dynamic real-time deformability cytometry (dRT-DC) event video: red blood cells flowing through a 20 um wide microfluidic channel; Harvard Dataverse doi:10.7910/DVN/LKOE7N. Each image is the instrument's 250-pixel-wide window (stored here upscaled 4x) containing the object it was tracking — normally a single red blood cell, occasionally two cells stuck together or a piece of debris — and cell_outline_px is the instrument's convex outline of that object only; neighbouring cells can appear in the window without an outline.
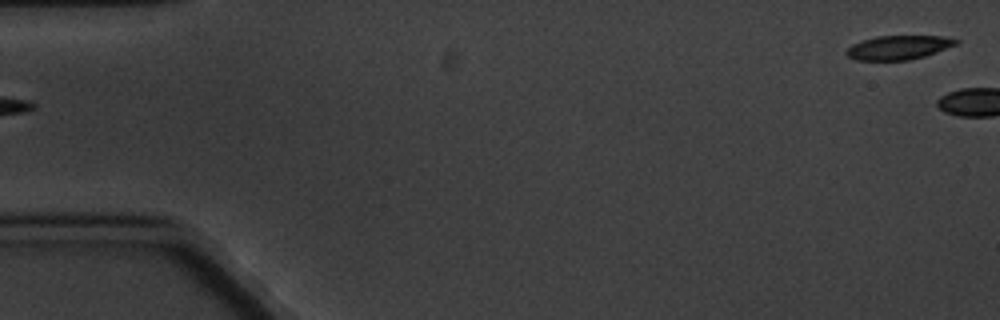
{"species": "common noctule bat (a hibernating species)", "species_latin": "Nyctalus noctula", "temperature_condition": "cold", "stored_images_in_passage": 6, "segment_of_instrument_passage": [2, 2], "camera_frame_rate_fps": 3000, "um_per_image_px": 0.085, "animal": {"sex": "male", "body_mass_g": 20.1, "forearm_length_mm": 53.5}, "frame": {"image": 1, "passage_image": 6, "time_ms": 6.0, "image_size_px": [1000, 320], "cell_outline_px": [[960, 40], [956, 44], [936, 52], [924, 56], [908, 60], [856, 60], [848, 56], [844, 52], [852, 44], [860, 40], [876, 36], [944, 36]], "centroid_in_image_um": [76.34, 4.03], "position_along_channel_um": 8.7, "area_um2": 15.32}}